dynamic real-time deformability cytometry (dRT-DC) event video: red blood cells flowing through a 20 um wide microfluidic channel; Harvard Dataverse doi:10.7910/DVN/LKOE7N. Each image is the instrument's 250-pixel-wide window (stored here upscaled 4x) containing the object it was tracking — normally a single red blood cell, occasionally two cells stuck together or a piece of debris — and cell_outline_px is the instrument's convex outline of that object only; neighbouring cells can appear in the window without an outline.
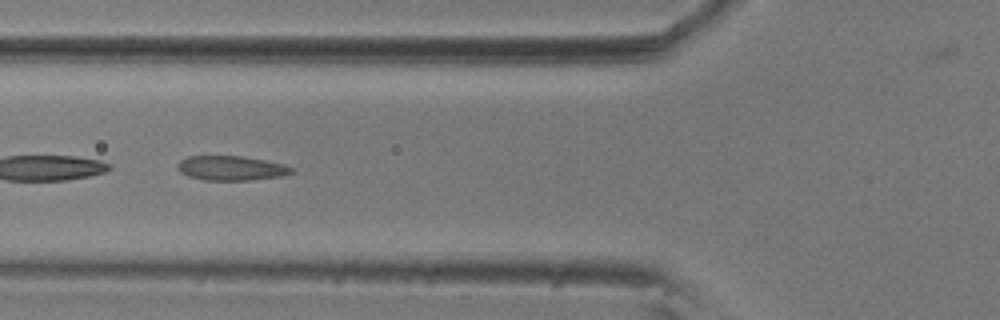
{"species": "common noctule bat (a hibernating species)", "species_latin": "Nyctalus noctula", "temperature_condition": "room temperature", "stored_images_in_passage": 8, "camera_frame_rate_fps": 3000, "um_per_image_px": 0.085, "animal": {"sex": "male", "body_mass_g": 20.5, "forearm_length_mm": 52.5}, "frame": {"image": 1, "passage_image": 5, "time_ms": 1.333, "image_size_px": [1000, 320], "cell_outline_px": [[296, 172], [280, 176], [248, 180], [204, 180], [188, 176], [180, 172], [176, 168], [176, 164], [180, 160], [188, 156], [240, 156], [264, 160], [284, 164], [292, 168]], "centroid_in_image_um": [19.61, 14.29], "position_along_channel_um": 106.2, "area_um2": 16.3}}
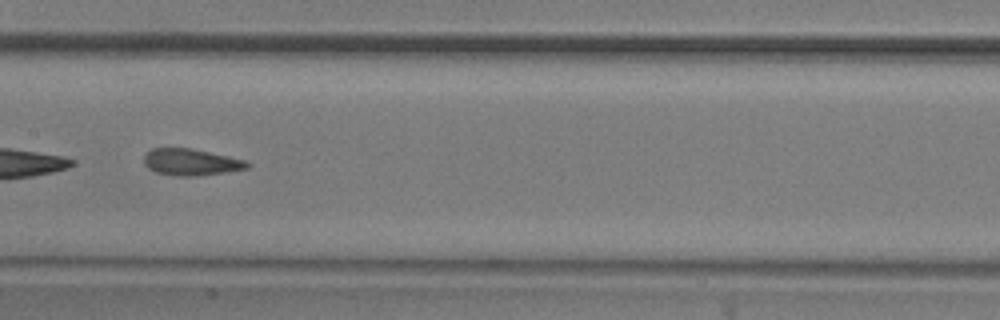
{"frame": {"image": 2, "passage_image": 7, "time_ms": 2.0, "image_size_px": [1000, 320], "cell_outline_px": [[252, 164], [248, 168], [196, 176], [176, 176], [156, 172], [148, 168], [144, 164], [144, 156], [152, 148], [192, 148], [228, 156], [244, 160]], "centroid_in_image_um": [16.22, 13.77], "position_along_channel_um": 191.2, "area_um2": 15.9}}